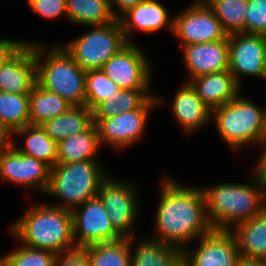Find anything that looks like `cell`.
Instances as JSON below:
<instances>
[{"instance_id":"52a82bcc","label":"cell","mask_w":266,"mask_h":266,"mask_svg":"<svg viewBox=\"0 0 266 266\" xmlns=\"http://www.w3.org/2000/svg\"><path fill=\"white\" fill-rule=\"evenodd\" d=\"M127 44L120 22L116 19L108 25L94 26L93 30L62 47L83 70L87 71L101 69Z\"/></svg>"},{"instance_id":"8992f818","label":"cell","mask_w":266,"mask_h":266,"mask_svg":"<svg viewBox=\"0 0 266 266\" xmlns=\"http://www.w3.org/2000/svg\"><path fill=\"white\" fill-rule=\"evenodd\" d=\"M220 137L234 151L248 143L261 144L265 136V110L238 95L212 111Z\"/></svg>"},{"instance_id":"ee69618b","label":"cell","mask_w":266,"mask_h":266,"mask_svg":"<svg viewBox=\"0 0 266 266\" xmlns=\"http://www.w3.org/2000/svg\"><path fill=\"white\" fill-rule=\"evenodd\" d=\"M265 135H266V109H265Z\"/></svg>"},{"instance_id":"f546056e","label":"cell","mask_w":266,"mask_h":266,"mask_svg":"<svg viewBox=\"0 0 266 266\" xmlns=\"http://www.w3.org/2000/svg\"><path fill=\"white\" fill-rule=\"evenodd\" d=\"M15 133L26 137L23 148L15 147L21 154L41 160L51 168L56 165L58 143L53 141L41 126L28 125L17 129Z\"/></svg>"},{"instance_id":"f6af8a7d","label":"cell","mask_w":266,"mask_h":266,"mask_svg":"<svg viewBox=\"0 0 266 266\" xmlns=\"http://www.w3.org/2000/svg\"><path fill=\"white\" fill-rule=\"evenodd\" d=\"M207 0H198V2H206Z\"/></svg>"},{"instance_id":"d6986e66","label":"cell","mask_w":266,"mask_h":266,"mask_svg":"<svg viewBox=\"0 0 266 266\" xmlns=\"http://www.w3.org/2000/svg\"><path fill=\"white\" fill-rule=\"evenodd\" d=\"M187 82L191 83L202 102L211 111L232 101L240 94V85L229 70L204 74Z\"/></svg>"},{"instance_id":"4dcf8cb0","label":"cell","mask_w":266,"mask_h":266,"mask_svg":"<svg viewBox=\"0 0 266 266\" xmlns=\"http://www.w3.org/2000/svg\"><path fill=\"white\" fill-rule=\"evenodd\" d=\"M206 3L220 20L223 30L228 35L245 33L248 0H207Z\"/></svg>"},{"instance_id":"484cf974","label":"cell","mask_w":266,"mask_h":266,"mask_svg":"<svg viewBox=\"0 0 266 266\" xmlns=\"http://www.w3.org/2000/svg\"><path fill=\"white\" fill-rule=\"evenodd\" d=\"M71 107L65 99L42 88L36 82L29 94V125L40 126L45 121L65 113Z\"/></svg>"},{"instance_id":"9a60e30c","label":"cell","mask_w":266,"mask_h":266,"mask_svg":"<svg viewBox=\"0 0 266 266\" xmlns=\"http://www.w3.org/2000/svg\"><path fill=\"white\" fill-rule=\"evenodd\" d=\"M35 84V43L23 41L0 65V91L30 94Z\"/></svg>"},{"instance_id":"60d3db41","label":"cell","mask_w":266,"mask_h":266,"mask_svg":"<svg viewBox=\"0 0 266 266\" xmlns=\"http://www.w3.org/2000/svg\"><path fill=\"white\" fill-rule=\"evenodd\" d=\"M10 136L7 135V133L0 127V148L5 147L9 142Z\"/></svg>"},{"instance_id":"836d02e7","label":"cell","mask_w":266,"mask_h":266,"mask_svg":"<svg viewBox=\"0 0 266 266\" xmlns=\"http://www.w3.org/2000/svg\"><path fill=\"white\" fill-rule=\"evenodd\" d=\"M245 33L266 36V0H248Z\"/></svg>"},{"instance_id":"4fadbf2b","label":"cell","mask_w":266,"mask_h":266,"mask_svg":"<svg viewBox=\"0 0 266 266\" xmlns=\"http://www.w3.org/2000/svg\"><path fill=\"white\" fill-rule=\"evenodd\" d=\"M229 72L240 84V74L266 80V36L234 33L228 35Z\"/></svg>"},{"instance_id":"2e32d148","label":"cell","mask_w":266,"mask_h":266,"mask_svg":"<svg viewBox=\"0 0 266 266\" xmlns=\"http://www.w3.org/2000/svg\"><path fill=\"white\" fill-rule=\"evenodd\" d=\"M240 253L230 230H212L192 253L183 250V266H237Z\"/></svg>"},{"instance_id":"e575fe53","label":"cell","mask_w":266,"mask_h":266,"mask_svg":"<svg viewBox=\"0 0 266 266\" xmlns=\"http://www.w3.org/2000/svg\"><path fill=\"white\" fill-rule=\"evenodd\" d=\"M28 5L35 13L47 19L67 16L66 0H28Z\"/></svg>"},{"instance_id":"83f0119b","label":"cell","mask_w":266,"mask_h":266,"mask_svg":"<svg viewBox=\"0 0 266 266\" xmlns=\"http://www.w3.org/2000/svg\"><path fill=\"white\" fill-rule=\"evenodd\" d=\"M67 18L80 25L104 26L116 20L109 0H66Z\"/></svg>"},{"instance_id":"d4e9b609","label":"cell","mask_w":266,"mask_h":266,"mask_svg":"<svg viewBox=\"0 0 266 266\" xmlns=\"http://www.w3.org/2000/svg\"><path fill=\"white\" fill-rule=\"evenodd\" d=\"M149 89H119L92 109L93 121H102L141 107L150 97Z\"/></svg>"},{"instance_id":"cb8c5ba5","label":"cell","mask_w":266,"mask_h":266,"mask_svg":"<svg viewBox=\"0 0 266 266\" xmlns=\"http://www.w3.org/2000/svg\"><path fill=\"white\" fill-rule=\"evenodd\" d=\"M131 266H183V249L156 239H141L131 253Z\"/></svg>"},{"instance_id":"7c38bea8","label":"cell","mask_w":266,"mask_h":266,"mask_svg":"<svg viewBox=\"0 0 266 266\" xmlns=\"http://www.w3.org/2000/svg\"><path fill=\"white\" fill-rule=\"evenodd\" d=\"M10 142L0 148V177L12 183L37 188L46 194L51 167L34 157L21 154Z\"/></svg>"},{"instance_id":"5bb4252c","label":"cell","mask_w":266,"mask_h":266,"mask_svg":"<svg viewBox=\"0 0 266 266\" xmlns=\"http://www.w3.org/2000/svg\"><path fill=\"white\" fill-rule=\"evenodd\" d=\"M141 49L128 43L101 68L119 89H150V64Z\"/></svg>"},{"instance_id":"4316f807","label":"cell","mask_w":266,"mask_h":266,"mask_svg":"<svg viewBox=\"0 0 266 266\" xmlns=\"http://www.w3.org/2000/svg\"><path fill=\"white\" fill-rule=\"evenodd\" d=\"M132 238L92 244L82 248L89 266H131Z\"/></svg>"},{"instance_id":"ac0fdd59","label":"cell","mask_w":266,"mask_h":266,"mask_svg":"<svg viewBox=\"0 0 266 266\" xmlns=\"http://www.w3.org/2000/svg\"><path fill=\"white\" fill-rule=\"evenodd\" d=\"M125 39L130 43L131 31L136 28L144 33H155L160 29L169 27L173 31V19H169L168 10L156 0H145L127 10L118 18ZM169 25V26H168Z\"/></svg>"},{"instance_id":"30bf717a","label":"cell","mask_w":266,"mask_h":266,"mask_svg":"<svg viewBox=\"0 0 266 266\" xmlns=\"http://www.w3.org/2000/svg\"><path fill=\"white\" fill-rule=\"evenodd\" d=\"M172 19L173 34L180 39L182 46L223 40L228 36L206 2L195 1Z\"/></svg>"},{"instance_id":"277c9868","label":"cell","mask_w":266,"mask_h":266,"mask_svg":"<svg viewBox=\"0 0 266 266\" xmlns=\"http://www.w3.org/2000/svg\"><path fill=\"white\" fill-rule=\"evenodd\" d=\"M50 47L47 52L45 45L35 43L36 82L58 94L71 106H84L86 71L62 46Z\"/></svg>"},{"instance_id":"8fae6325","label":"cell","mask_w":266,"mask_h":266,"mask_svg":"<svg viewBox=\"0 0 266 266\" xmlns=\"http://www.w3.org/2000/svg\"><path fill=\"white\" fill-rule=\"evenodd\" d=\"M71 213L76 248L122 238L111 225L106 209L98 196L81 204Z\"/></svg>"},{"instance_id":"ab89813d","label":"cell","mask_w":266,"mask_h":266,"mask_svg":"<svg viewBox=\"0 0 266 266\" xmlns=\"http://www.w3.org/2000/svg\"><path fill=\"white\" fill-rule=\"evenodd\" d=\"M237 266H266V260L240 256Z\"/></svg>"},{"instance_id":"ba28073f","label":"cell","mask_w":266,"mask_h":266,"mask_svg":"<svg viewBox=\"0 0 266 266\" xmlns=\"http://www.w3.org/2000/svg\"><path fill=\"white\" fill-rule=\"evenodd\" d=\"M133 187L126 182L112 180L109 175L103 180L98 192L111 225L122 238H134L131 231L139 208Z\"/></svg>"},{"instance_id":"9c48e42d","label":"cell","mask_w":266,"mask_h":266,"mask_svg":"<svg viewBox=\"0 0 266 266\" xmlns=\"http://www.w3.org/2000/svg\"><path fill=\"white\" fill-rule=\"evenodd\" d=\"M162 103V98L150 97L141 107L102 121H93L99 142L114 148H125L137 142L144 132L150 109Z\"/></svg>"},{"instance_id":"f1b7e54d","label":"cell","mask_w":266,"mask_h":266,"mask_svg":"<svg viewBox=\"0 0 266 266\" xmlns=\"http://www.w3.org/2000/svg\"><path fill=\"white\" fill-rule=\"evenodd\" d=\"M29 122V94L0 91V127L7 135L28 126Z\"/></svg>"},{"instance_id":"44dd1931","label":"cell","mask_w":266,"mask_h":266,"mask_svg":"<svg viewBox=\"0 0 266 266\" xmlns=\"http://www.w3.org/2000/svg\"><path fill=\"white\" fill-rule=\"evenodd\" d=\"M233 232L240 256L266 260V208L255 217L240 222Z\"/></svg>"},{"instance_id":"f35d334b","label":"cell","mask_w":266,"mask_h":266,"mask_svg":"<svg viewBox=\"0 0 266 266\" xmlns=\"http://www.w3.org/2000/svg\"><path fill=\"white\" fill-rule=\"evenodd\" d=\"M258 163L255 176L259 180L263 196L266 200V161H259Z\"/></svg>"},{"instance_id":"ffe728a7","label":"cell","mask_w":266,"mask_h":266,"mask_svg":"<svg viewBox=\"0 0 266 266\" xmlns=\"http://www.w3.org/2000/svg\"><path fill=\"white\" fill-rule=\"evenodd\" d=\"M172 113L186 132L203 127L212 117V111L202 102L195 88L186 82L172 101Z\"/></svg>"},{"instance_id":"74e56055","label":"cell","mask_w":266,"mask_h":266,"mask_svg":"<svg viewBox=\"0 0 266 266\" xmlns=\"http://www.w3.org/2000/svg\"><path fill=\"white\" fill-rule=\"evenodd\" d=\"M21 42L20 40L0 39V65Z\"/></svg>"},{"instance_id":"3957f363","label":"cell","mask_w":266,"mask_h":266,"mask_svg":"<svg viewBox=\"0 0 266 266\" xmlns=\"http://www.w3.org/2000/svg\"><path fill=\"white\" fill-rule=\"evenodd\" d=\"M254 178L251 185L224 183L203 188L206 215L213 230L229 231L232 226L255 217L266 208L259 180Z\"/></svg>"},{"instance_id":"7bdbcfd3","label":"cell","mask_w":266,"mask_h":266,"mask_svg":"<svg viewBox=\"0 0 266 266\" xmlns=\"http://www.w3.org/2000/svg\"><path fill=\"white\" fill-rule=\"evenodd\" d=\"M0 266H6V255L0 258Z\"/></svg>"},{"instance_id":"603a6c76","label":"cell","mask_w":266,"mask_h":266,"mask_svg":"<svg viewBox=\"0 0 266 266\" xmlns=\"http://www.w3.org/2000/svg\"><path fill=\"white\" fill-rule=\"evenodd\" d=\"M92 124V110L84 105L72 106L40 126L53 141L59 143L64 138L86 131Z\"/></svg>"},{"instance_id":"e0dca14e","label":"cell","mask_w":266,"mask_h":266,"mask_svg":"<svg viewBox=\"0 0 266 266\" xmlns=\"http://www.w3.org/2000/svg\"><path fill=\"white\" fill-rule=\"evenodd\" d=\"M189 80L229 70L228 36L223 40L182 46Z\"/></svg>"},{"instance_id":"8d00e7d4","label":"cell","mask_w":266,"mask_h":266,"mask_svg":"<svg viewBox=\"0 0 266 266\" xmlns=\"http://www.w3.org/2000/svg\"><path fill=\"white\" fill-rule=\"evenodd\" d=\"M145 0H109V5L111 8V12L112 15L118 19L120 17V14H117L114 10H113V5L117 6L119 8V10H121V15H123L127 10L136 7L138 4H140L141 2H143Z\"/></svg>"},{"instance_id":"d590c367","label":"cell","mask_w":266,"mask_h":266,"mask_svg":"<svg viewBox=\"0 0 266 266\" xmlns=\"http://www.w3.org/2000/svg\"><path fill=\"white\" fill-rule=\"evenodd\" d=\"M62 255V256H61ZM55 266H89L88 258L82 248L58 254Z\"/></svg>"},{"instance_id":"b9f144b4","label":"cell","mask_w":266,"mask_h":266,"mask_svg":"<svg viewBox=\"0 0 266 266\" xmlns=\"http://www.w3.org/2000/svg\"><path fill=\"white\" fill-rule=\"evenodd\" d=\"M261 144L264 145L263 146L264 147V149H263L264 152H263V154H262V156H261L259 161H266V135L264 136L263 141H262Z\"/></svg>"},{"instance_id":"d6a6232c","label":"cell","mask_w":266,"mask_h":266,"mask_svg":"<svg viewBox=\"0 0 266 266\" xmlns=\"http://www.w3.org/2000/svg\"><path fill=\"white\" fill-rule=\"evenodd\" d=\"M57 254L44 249L31 248L23 244L6 254V266H55Z\"/></svg>"},{"instance_id":"7a4b0ae2","label":"cell","mask_w":266,"mask_h":266,"mask_svg":"<svg viewBox=\"0 0 266 266\" xmlns=\"http://www.w3.org/2000/svg\"><path fill=\"white\" fill-rule=\"evenodd\" d=\"M12 232L24 245L50 250L57 255L77 249L71 211L54 205L28 208L14 223Z\"/></svg>"},{"instance_id":"7402d4cb","label":"cell","mask_w":266,"mask_h":266,"mask_svg":"<svg viewBox=\"0 0 266 266\" xmlns=\"http://www.w3.org/2000/svg\"><path fill=\"white\" fill-rule=\"evenodd\" d=\"M99 146L97 127L93 123L86 131L64 138L58 143L56 164L98 160L95 157Z\"/></svg>"},{"instance_id":"5b68a950","label":"cell","mask_w":266,"mask_h":266,"mask_svg":"<svg viewBox=\"0 0 266 266\" xmlns=\"http://www.w3.org/2000/svg\"><path fill=\"white\" fill-rule=\"evenodd\" d=\"M107 176L98 160L56 164L51 168L46 193L62 200L61 204L54 206L72 212L75 207L98 196Z\"/></svg>"},{"instance_id":"6da1fadb","label":"cell","mask_w":266,"mask_h":266,"mask_svg":"<svg viewBox=\"0 0 266 266\" xmlns=\"http://www.w3.org/2000/svg\"><path fill=\"white\" fill-rule=\"evenodd\" d=\"M156 240L185 249V244L209 234L206 200L202 187L186 188L165 176L156 214Z\"/></svg>"},{"instance_id":"1f68e13d","label":"cell","mask_w":266,"mask_h":266,"mask_svg":"<svg viewBox=\"0 0 266 266\" xmlns=\"http://www.w3.org/2000/svg\"><path fill=\"white\" fill-rule=\"evenodd\" d=\"M119 87L101 69L87 70L85 76V105L93 109L109 96L118 92Z\"/></svg>"}]
</instances>
